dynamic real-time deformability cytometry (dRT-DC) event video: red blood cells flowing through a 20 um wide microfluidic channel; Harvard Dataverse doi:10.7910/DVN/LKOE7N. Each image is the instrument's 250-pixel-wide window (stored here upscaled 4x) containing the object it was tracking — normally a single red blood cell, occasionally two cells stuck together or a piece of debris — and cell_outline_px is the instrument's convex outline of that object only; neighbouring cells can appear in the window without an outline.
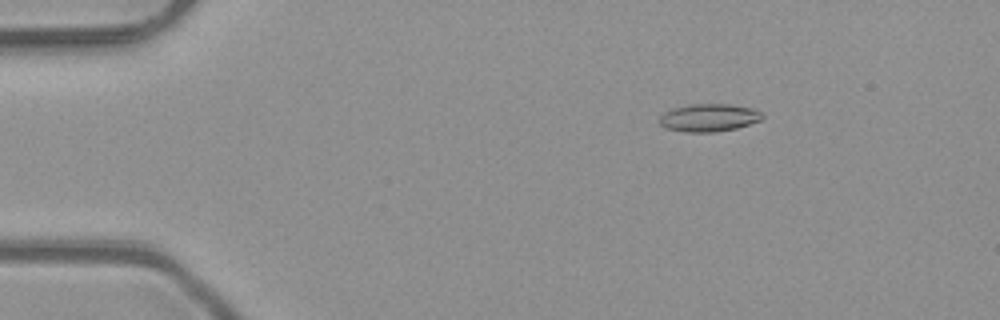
{"species": "common noctule bat (a hibernating species)", "species_latin": "Nyctalus noctula", "temperature_condition": "room temperature", "stored_images_in_passage": 46, "camera_frame_rate_fps": 3000, "um_per_image_px": 0.085, "animal": {"sex": "male", "body_mass_g": 23.1, "forearm_length_mm": 52.7}, "frame": {"image": 1, "passage_image": 4, "time_ms": 1.0, "image_size_px": [1000, 320], "cell_outline_px": [[764, 116], [760, 120], [736, 128], [712, 132], [684, 132], [664, 128], [660, 124], [660, 116], [664, 112], [672, 108], [688, 104], [728, 104], [756, 108], [764, 112]], "centroid_in_image_um": [60.26, 9.99], "position_along_channel_um": 24.7, "area_um2": 16.82}}
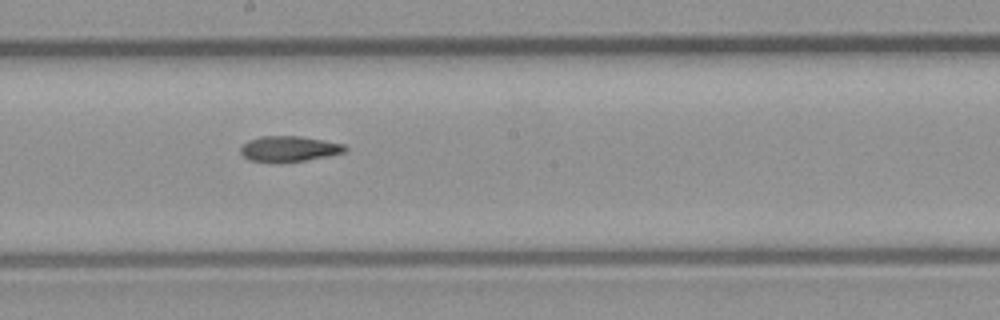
{"frame": {"image": 2, "passage_image": 24, "time_ms": 7.667, "image_size_px": [1000, 320], "cell_outline_px": [[348, 148], [344, 152], [328, 156], [304, 160], [248, 160], [240, 152], [240, 148], [248, 140], [260, 136], [300, 136], [324, 140], [344, 144]], "centroid_in_image_um": [24.6, 12.61], "position_along_channel_um": 223.6, "area_um2": 15.03}}
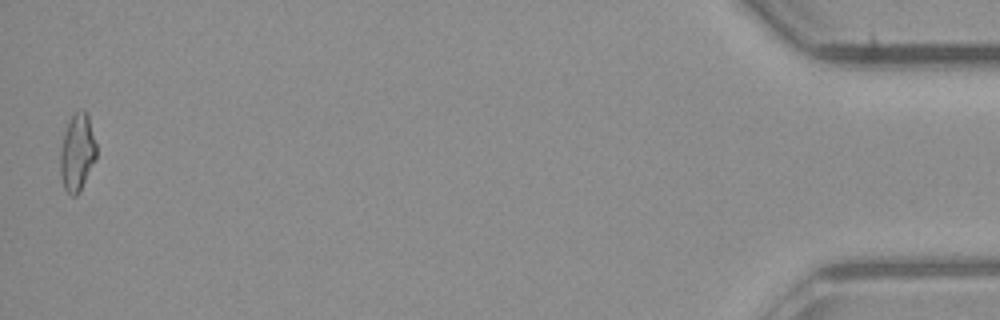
{"frame": {"image": 3, "passage_image": 46, "time_ms": 15.0, "image_size_px": [1000, 320], "cell_outline_px": [[96, 156], [80, 192], [76, 196], [72, 196], [64, 188], [60, 176], [60, 152], [64, 132], [72, 116], [76, 112], [88, 112], [96, 144]], "centroid_in_image_um": [6.56, 12.99], "position_along_channel_um": 428.6, "area_um2": 16.07}, "authors_computed_cell_mechanics": {"area_um2": 15.9239, "velocity_mm_per_s": 4.1206, "shape_relaxation_time_tau1_ms": 8.2812, "shape_relaxation_time_tau2_ms": null, "deformation_change_tau1": 0.2167, "deformation_change_tau2": null}}